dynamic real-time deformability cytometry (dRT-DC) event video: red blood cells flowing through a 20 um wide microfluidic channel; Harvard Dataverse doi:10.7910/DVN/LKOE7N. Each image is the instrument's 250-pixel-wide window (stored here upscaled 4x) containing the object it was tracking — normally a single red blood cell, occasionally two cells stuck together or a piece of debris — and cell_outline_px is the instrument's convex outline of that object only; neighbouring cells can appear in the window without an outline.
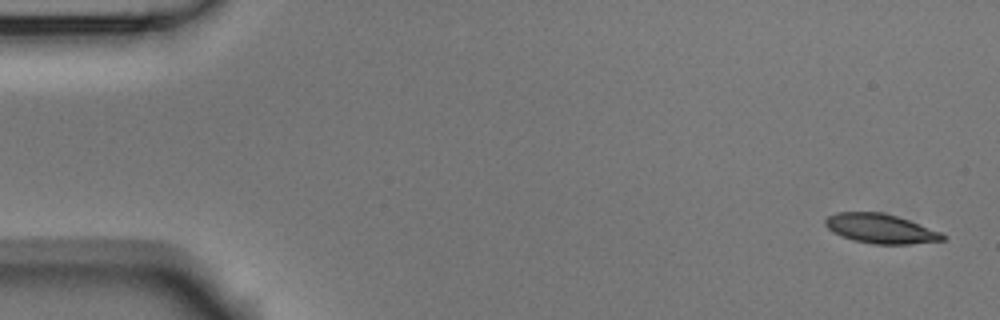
{"species": "Egyptian fruit bat (a non-hibernating species)", "species_latin": "Rousettus aegyptiacus", "temperature_condition": "room temperature", "stored_images_in_passage": 5, "camera_frame_rate_fps": 3000, "um_per_image_px": 0.085, "animal": {"sex": "male"}, "frame": {"image": 1, "passage_image": 1, "time_ms": 0.0, "image_size_px": [1000, 320], "cell_outline_px": [[948, 236], [944, 240], [908, 244], [872, 244], [856, 240], [832, 232], [824, 224], [824, 220], [828, 216], [836, 212], [884, 212], [908, 220], [940, 232]], "centroid_in_image_um": [74.84, 19.43], "position_along_channel_um": 10.2, "area_um2": 19.94}}
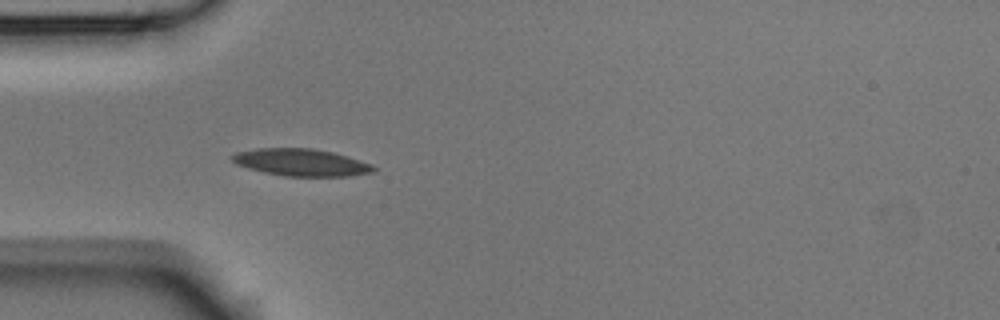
{"frame": {"image": 2, "passage_image": 5, "time_ms": 1.333, "image_size_px": [1000, 320], "cell_outline_px": [[376, 168], [372, 172], [352, 176], [284, 176], [264, 172], [248, 168], [236, 164], [232, 160], [232, 156], [236, 152], [256, 148], [312, 148], [332, 152], [348, 156], [372, 164]], "centroid_in_image_um": [25.61, 13.8], "position_along_channel_um": 59.4, "area_um2": 22.37}}